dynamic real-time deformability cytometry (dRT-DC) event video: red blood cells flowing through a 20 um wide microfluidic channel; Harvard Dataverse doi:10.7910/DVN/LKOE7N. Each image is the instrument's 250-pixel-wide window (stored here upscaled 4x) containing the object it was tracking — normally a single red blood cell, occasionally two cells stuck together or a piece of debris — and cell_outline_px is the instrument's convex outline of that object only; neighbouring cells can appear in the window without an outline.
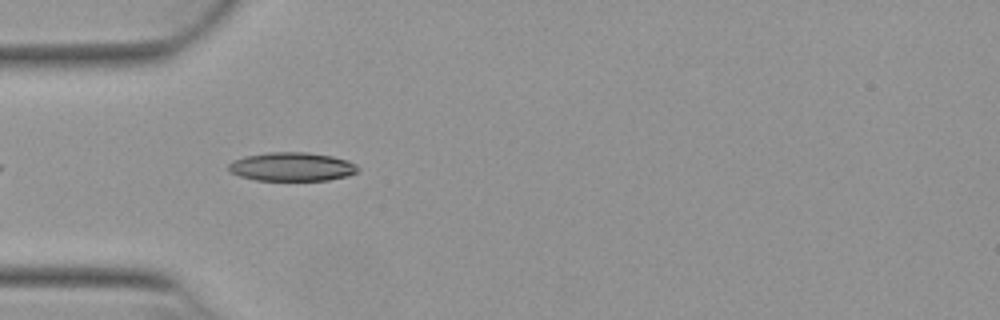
{"species": "Egyptian fruit bat (a non-hibernating species)", "species_latin": "Rousettus aegyptiacus", "temperature_condition": "warm", "stored_images_in_passage": 8, "camera_frame_rate_fps": 3000, "um_per_image_px": 0.085, "animal": {"sex": "female"}, "frame": {"image": 1, "passage_image": 4, "time_ms": 1.0, "image_size_px": [1000, 320], "cell_outline_px": [[360, 168], [356, 172], [348, 176], [328, 180], [256, 180], [240, 176], [228, 172], [228, 164], [232, 160], [244, 156], [268, 152], [308, 152], [332, 156], [348, 160], [356, 164]], "centroid_in_image_um": [24.8, 14.16], "position_along_channel_um": 60.2, "area_um2": 21.85}}
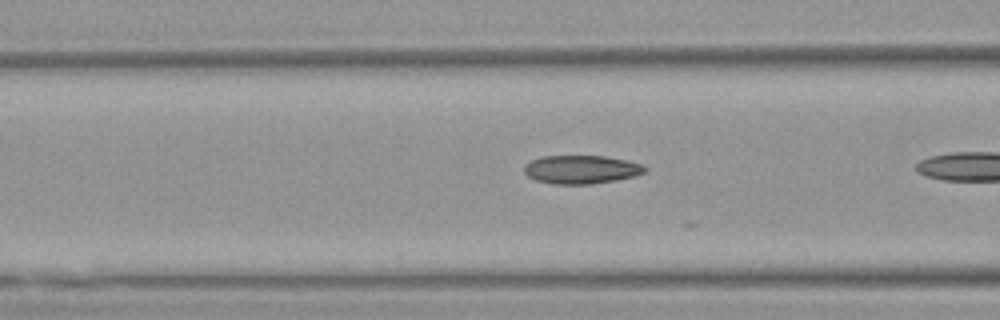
{"frame": {"image": 2, "passage_image": 6, "time_ms": 1.667, "image_size_px": [1000, 320], "cell_outline_px": [[648, 168], [644, 172], [632, 176], [616, 180], [592, 184], [552, 184], [536, 180], [528, 176], [524, 172], [524, 164], [532, 160], [544, 156], [604, 156], [628, 160], [640, 164]], "centroid_in_image_um": [49.39, 14.4], "position_along_channel_um": 117.2, "area_um2": 19.94}}